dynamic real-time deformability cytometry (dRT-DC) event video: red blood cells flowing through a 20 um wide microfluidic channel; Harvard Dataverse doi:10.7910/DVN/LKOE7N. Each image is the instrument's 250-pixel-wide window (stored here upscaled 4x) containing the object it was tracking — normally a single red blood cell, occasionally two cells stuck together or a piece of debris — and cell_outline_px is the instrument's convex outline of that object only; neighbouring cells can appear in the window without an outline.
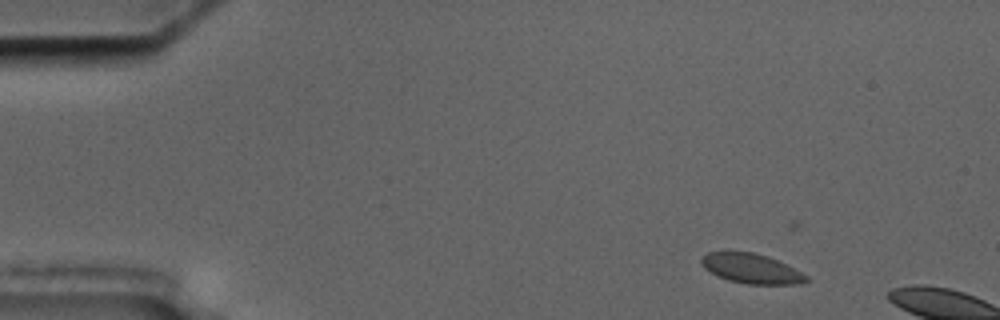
{"species": "common noctule bat (a hibernating species)", "species_latin": "Nyctalus noctula", "temperature_condition": "cold", "stored_images_in_passage": 2, "camera_frame_rate_fps": 3000, "um_per_image_px": 0.085, "animal": {"sex": "male", "body_mass_g": 17.5, "forearm_length_mm": 52.3}, "frame": {"image": 1, "passage_image": 1, "time_ms": 0.0, "image_size_px": [1000, 320], "cell_outline_px": [[812, 280], [800, 284], [748, 284], [728, 280], [704, 268], [700, 260], [700, 256], [708, 252], [752, 252], [768, 256], [808, 276]], "centroid_in_image_um": [63.87, 22.83], "position_along_channel_um": 21.1, "area_um2": 17.98}}